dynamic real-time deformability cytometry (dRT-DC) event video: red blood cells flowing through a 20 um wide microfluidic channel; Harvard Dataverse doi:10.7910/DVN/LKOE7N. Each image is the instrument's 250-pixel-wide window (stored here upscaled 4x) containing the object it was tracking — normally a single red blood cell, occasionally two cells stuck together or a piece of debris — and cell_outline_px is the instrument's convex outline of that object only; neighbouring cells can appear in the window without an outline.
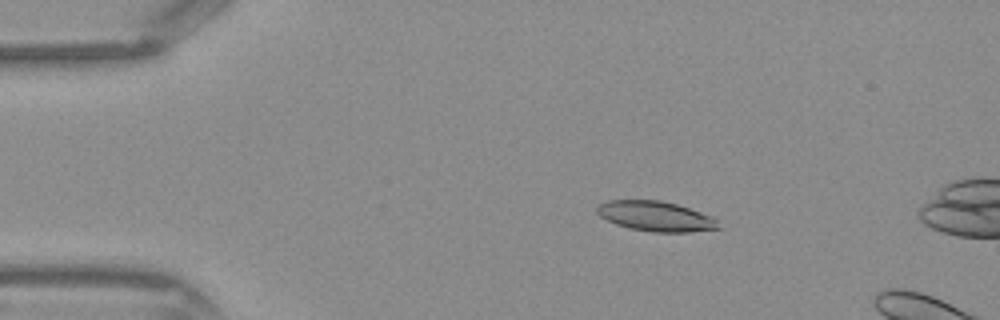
{"species": "Egyptian fruit bat (a non-hibernating species)", "species_latin": "Rousettus aegyptiacus", "temperature_condition": "warm", "stored_images_in_passage": 11, "camera_frame_rate_fps": 3000, "um_per_image_px": 0.085, "frame": {"image": 1, "passage_image": 7, "time_ms": 2.0, "image_size_px": [1000, 320], "cell_outline_px": [[724, 228], [688, 232], [652, 232], [628, 228], [616, 224], [600, 216], [596, 212], [596, 208], [600, 204], [608, 200], [660, 200], [676, 204], [712, 216]], "centroid_in_image_um": [55.75, 18.39], "position_along_channel_um": 29.2, "area_um2": 21.27}}